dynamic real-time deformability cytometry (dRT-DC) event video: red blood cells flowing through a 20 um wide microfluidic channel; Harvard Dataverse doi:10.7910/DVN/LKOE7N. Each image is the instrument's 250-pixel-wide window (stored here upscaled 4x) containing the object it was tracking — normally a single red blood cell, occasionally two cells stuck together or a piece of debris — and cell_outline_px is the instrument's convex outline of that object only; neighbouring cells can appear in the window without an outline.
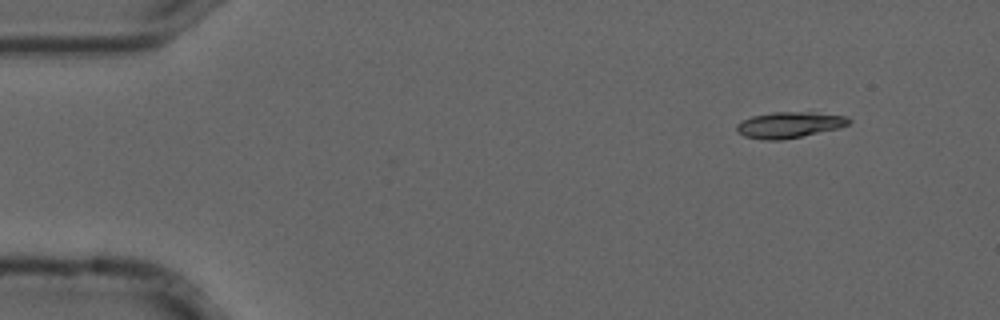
{"species": "common noctule bat (a hibernating species)", "species_latin": "Nyctalus noctula", "temperature_condition": "cold", "stored_images_in_passage": 4, "camera_frame_rate_fps": 3000, "um_per_image_px": 0.085, "animal": {"sex": "male", "forearm_length_mm": 52.5}, "frame": {"image": 1, "passage_image": 1, "time_ms": 0.0, "image_size_px": [1000, 320], "cell_outline_px": [[852, 120], [848, 124], [836, 128], [800, 136], [780, 140], [764, 140], [744, 136], [736, 132], [736, 124], [752, 116], [772, 112], [812, 112], [848, 116]], "centroid_in_image_um": [67.05, 10.6], "position_along_channel_um": 17.9, "area_um2": 16.82}}
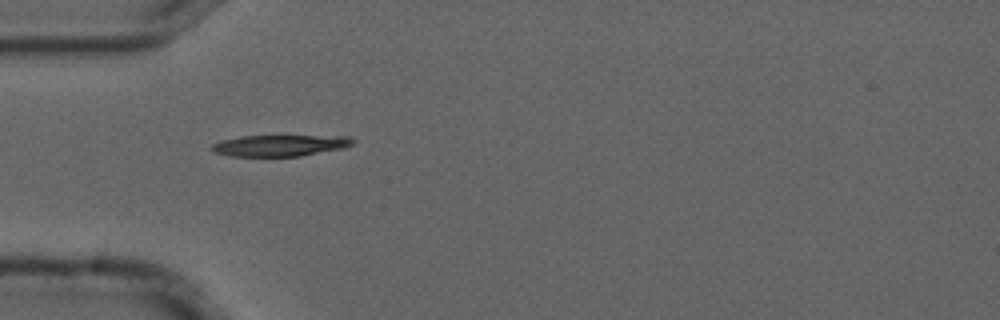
{"frame": {"image": 2, "passage_image": 3, "time_ms": 0.667, "image_size_px": [1000, 320], "cell_outline_px": [[356, 140], [352, 144], [344, 148], [300, 156], [228, 156], [212, 152], [208, 148], [212, 144], [220, 140], [240, 136], [352, 136]], "centroid_in_image_um": [23.76, 12.36], "position_along_channel_um": 61.2, "area_um2": 17.74}}